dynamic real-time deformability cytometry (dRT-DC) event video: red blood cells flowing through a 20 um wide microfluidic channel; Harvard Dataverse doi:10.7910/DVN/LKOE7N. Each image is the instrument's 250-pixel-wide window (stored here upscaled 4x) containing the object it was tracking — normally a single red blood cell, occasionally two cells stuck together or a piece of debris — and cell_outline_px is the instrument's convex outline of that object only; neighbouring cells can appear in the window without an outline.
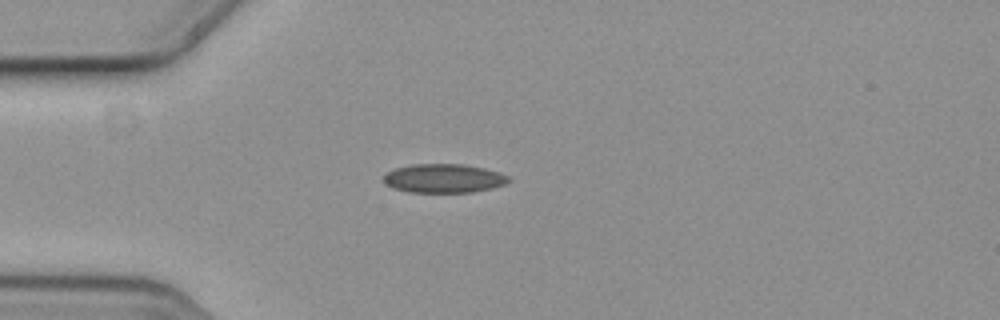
{"species": "common noctule bat (a hibernating species)", "species_latin": "Nyctalus noctula", "temperature_condition": "cold", "stored_images_in_passage": 3, "camera_frame_rate_fps": 3000, "um_per_image_px": 0.085, "animal": {"sex": "female", "body_mass_g": 19.3, "forearm_length_mm": 54.1}, "frame": {"image": 1, "passage_image": 1, "time_ms": 0.0, "image_size_px": [1000, 320], "cell_outline_px": [[512, 180], [504, 184], [492, 188], [472, 192], [408, 192], [392, 188], [384, 180], [384, 176], [388, 172], [396, 168], [412, 164], [464, 164], [484, 168], [508, 176]], "centroid_in_image_um": [37.73, 15.16], "position_along_channel_um": 47.3, "area_um2": 20.87}}
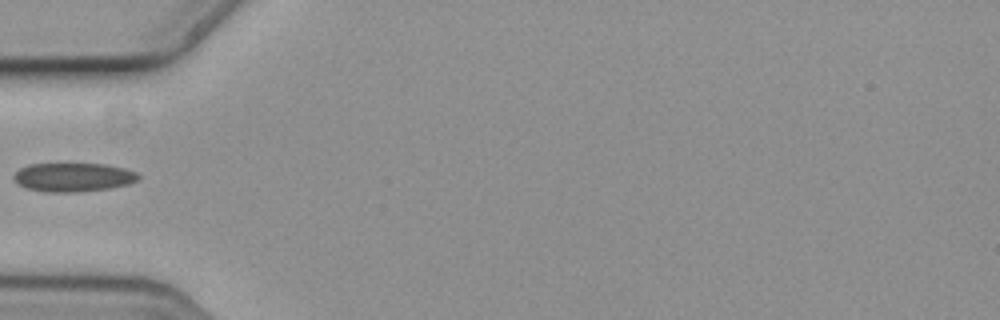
{"frame": {"image": 2, "passage_image": 2, "time_ms": 0.333, "image_size_px": [1000, 320], "cell_outline_px": [[140, 180], [128, 184], [108, 188], [80, 192], [44, 192], [28, 188], [20, 184], [12, 176], [20, 168], [28, 164], [104, 164], [124, 168], [136, 172], [140, 176]], "centroid_in_image_um": [6.25, 15.06], "position_along_channel_um": 78.7, "area_um2": 20.81}}
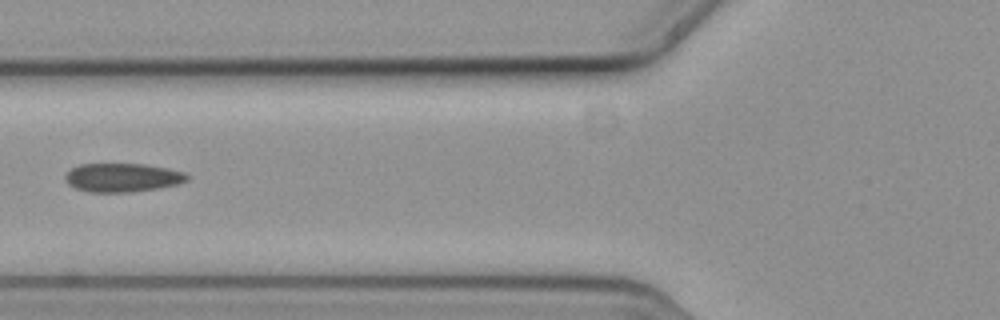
{"frame": {"image": 3, "passage_image": 3, "time_ms": 0.667, "image_size_px": [1000, 320], "cell_outline_px": [[188, 180], [176, 184], [160, 188], [132, 192], [88, 192], [76, 188], [68, 184], [64, 180], [64, 176], [72, 168], [80, 164], [148, 164], [168, 168], [184, 172], [188, 176]], "centroid_in_image_um": [10.4, 15.09], "position_along_channel_um": 115.4, "area_um2": 20.46}}